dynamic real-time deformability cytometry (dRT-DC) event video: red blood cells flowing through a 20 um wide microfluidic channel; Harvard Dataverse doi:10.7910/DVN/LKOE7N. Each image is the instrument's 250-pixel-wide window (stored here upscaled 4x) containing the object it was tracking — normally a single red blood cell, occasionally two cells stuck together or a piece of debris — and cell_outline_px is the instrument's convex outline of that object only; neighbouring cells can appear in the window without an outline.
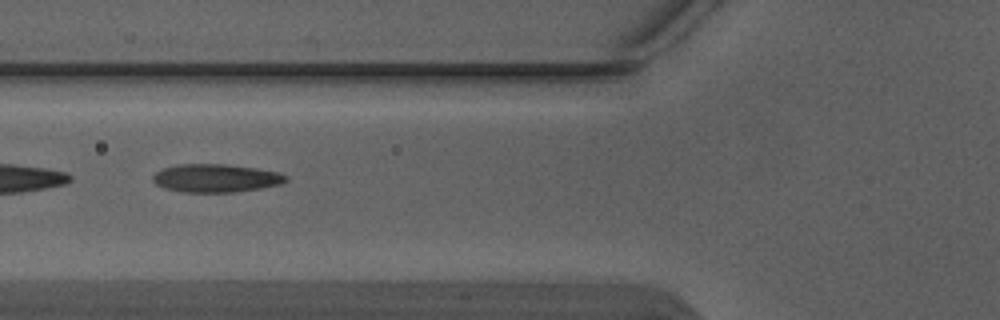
{"species": "Egyptian fruit bat (a non-hibernating species)", "species_latin": "Rousettus aegyptiacus", "temperature_condition": "warm", "stored_images_in_passage": 4, "camera_frame_rate_fps": 3000, "um_per_image_px": 0.085, "animal": {"sex": "male"}, "frame": {"image": 1, "passage_image": 4, "time_ms": 1.0, "image_size_px": [1000, 320], "cell_outline_px": [[288, 180], [280, 184], [260, 188], [232, 192], [180, 192], [164, 188], [156, 184], [152, 180], [152, 176], [156, 172], [164, 168], [176, 164], [224, 164], [256, 168], [280, 172], [288, 176]], "centroid_in_image_um": [18.34, 15.14], "position_along_channel_um": 107.5, "area_um2": 21.91}}